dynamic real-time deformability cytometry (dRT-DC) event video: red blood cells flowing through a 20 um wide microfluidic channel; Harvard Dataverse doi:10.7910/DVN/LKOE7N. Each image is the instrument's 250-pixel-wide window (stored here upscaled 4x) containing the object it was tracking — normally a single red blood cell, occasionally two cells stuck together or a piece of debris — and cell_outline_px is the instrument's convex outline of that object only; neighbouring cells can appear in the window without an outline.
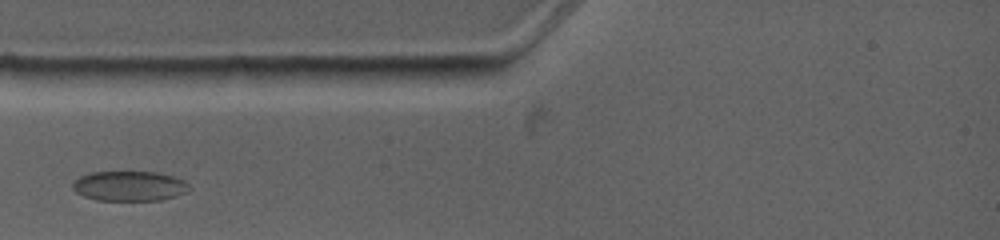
{"species": "common noctule bat (a hibernating species)", "species_latin": "Nyctalus noctula", "temperature_condition": "warm", "stored_images_in_passage": 5, "camera_frame_rate_fps": 4500, "um_per_image_px": 0.085, "animal": {"sex": "female", "body_mass_g": 19.0, "forearm_length_mm": 53.3}, "frame": {"image": 1, "passage_image": 3, "time_ms": 1.778, "image_size_px": [1000, 240], "cell_outline_px": [[188, 192], [176, 196], [160, 200], [96, 200], [84, 196], [76, 192], [72, 188], [72, 184], [80, 176], [92, 172], [156, 172], [172, 176], [184, 180], [188, 184]], "centroid_in_image_um": [11.0, 15.81], "position_along_channel_um": 74.0, "area_um2": 20.23}}
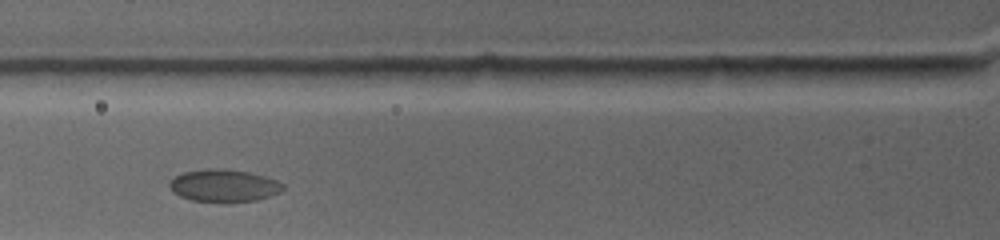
{"frame": {"image": 2, "passage_image": 4, "time_ms": 2.667, "image_size_px": [1000, 240], "cell_outline_px": [[284, 188], [280, 192], [256, 200], [224, 204], [192, 200], [180, 196], [172, 192], [168, 184], [176, 176], [184, 172], [204, 168], [224, 168], [248, 172], [264, 176], [276, 180], [284, 184]], "centroid_in_image_um": [19.01, 15.79], "position_along_channel_um": 106.8, "area_um2": 21.85}}
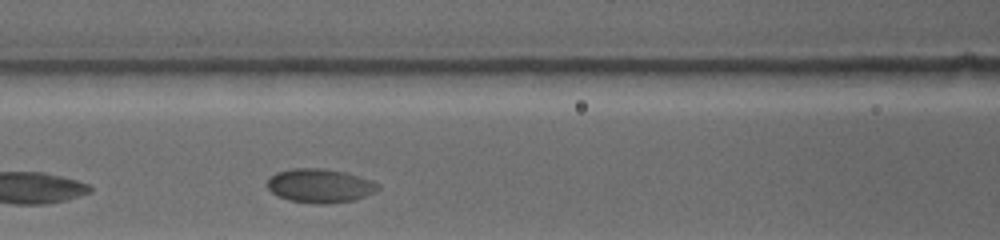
{"frame": {"image": 3, "passage_image": 5, "time_ms": 3.556, "image_size_px": [1000, 240], "cell_outline_px": [[380, 188], [376, 192], [356, 200], [332, 204], [312, 204], [288, 200], [276, 196], [268, 188], [268, 180], [276, 172], [292, 168], [324, 168], [344, 172], [372, 180], [380, 184]], "centroid_in_image_um": [27.22, 15.8], "position_along_channel_um": 139.4, "area_um2": 22.25}}